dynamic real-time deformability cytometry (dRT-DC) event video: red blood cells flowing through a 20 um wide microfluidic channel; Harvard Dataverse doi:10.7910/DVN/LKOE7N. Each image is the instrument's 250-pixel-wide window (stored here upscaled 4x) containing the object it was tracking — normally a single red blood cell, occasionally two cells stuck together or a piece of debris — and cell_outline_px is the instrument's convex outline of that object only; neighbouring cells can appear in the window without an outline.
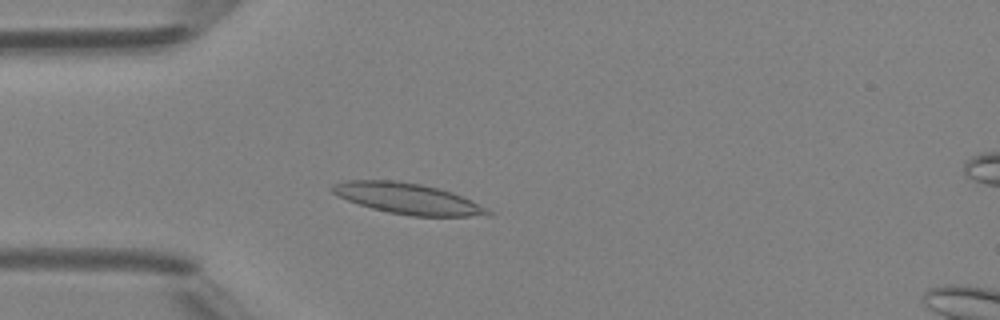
{"species": "Egyptian fruit bat (a non-hibernating species)", "species_latin": "Rousettus aegyptiacus", "temperature_condition": "room temperature", "stored_images_in_passage": 42, "camera_frame_rate_fps": 3000, "um_per_image_px": 0.085, "animal": {"sex": "female"}, "frame": {"image": 1, "passage_image": 8, "time_ms": 2.333, "image_size_px": [1000, 320], "cell_outline_px": [[492, 216], [412, 216], [388, 212], [372, 208], [336, 196], [328, 188], [332, 184], [344, 180], [396, 180], [420, 184], [452, 192], [472, 200], [488, 208], [492, 212]], "centroid_in_image_um": [34.65, 16.88], "position_along_channel_um": 50.3, "area_um2": 28.09}}
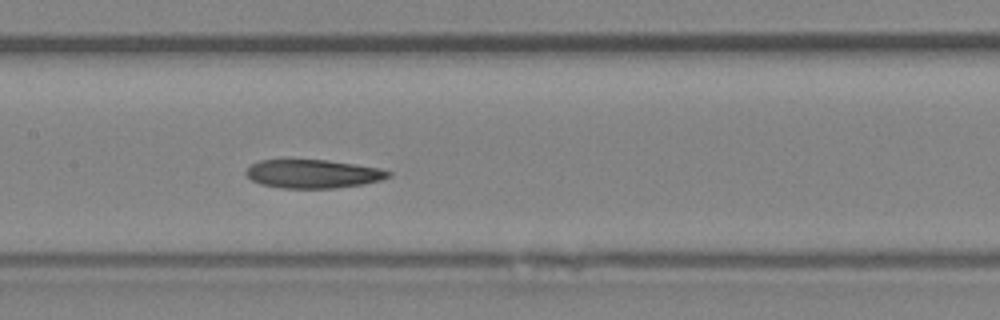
{"frame": {"image": 2, "passage_image": 18, "time_ms": 5.667, "image_size_px": [1000, 320], "cell_outline_px": [[392, 176], [380, 180], [364, 184], [336, 188], [280, 188], [260, 184], [252, 180], [244, 172], [252, 164], [260, 160], [328, 160], [356, 164], [380, 168], [392, 172]], "centroid_in_image_um": [26.63, 14.78], "position_along_channel_um": 180.8, "area_um2": 23.76}}
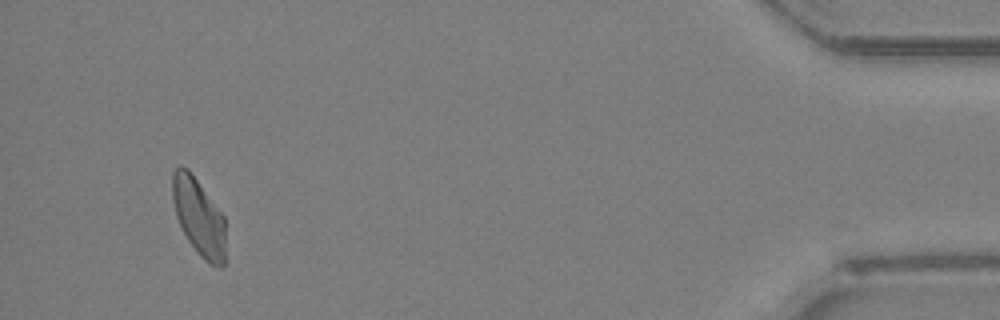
{"frame": {"image": 3, "passage_image": 40, "time_ms": 13.0, "image_size_px": [1000, 320], "cell_outline_px": [[224, 264], [220, 268], [204, 260], [200, 256], [188, 240], [176, 216], [172, 200], [172, 172], [180, 164], [188, 168], [224, 216]], "centroid_in_image_um": [16.87, 18.4], "position_along_channel_um": 418.3, "area_um2": 23.7}}